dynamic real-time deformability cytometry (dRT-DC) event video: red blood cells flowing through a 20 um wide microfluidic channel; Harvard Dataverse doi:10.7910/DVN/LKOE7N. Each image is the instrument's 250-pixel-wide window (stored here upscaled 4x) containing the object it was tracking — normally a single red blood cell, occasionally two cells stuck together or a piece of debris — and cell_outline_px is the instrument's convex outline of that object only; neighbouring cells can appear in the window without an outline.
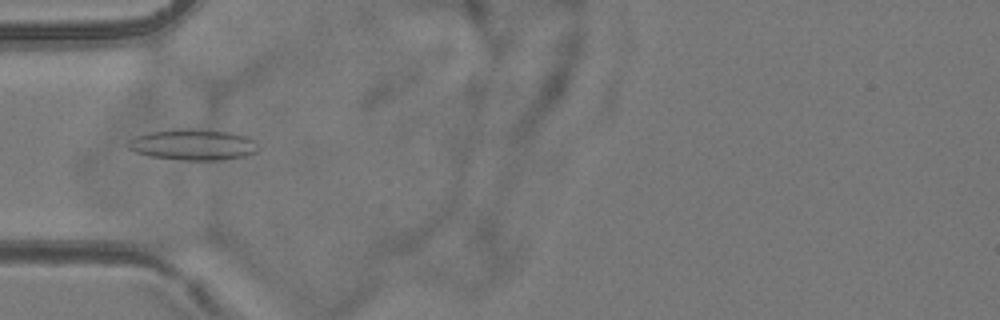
{"species": "common noctule bat (a hibernating species)", "species_latin": "Nyctalus noctula", "temperature_condition": "room temperature", "stored_images_in_passage": 6, "camera_frame_rate_fps": 3000, "um_per_image_px": 0.085, "animal": {"sex": "female", "body_mass_g": 24.6, "forearm_length_mm": 56.2}, "frame": {"image": 1, "passage_image": 5, "time_ms": 5.667, "image_size_px": [1000, 320], "cell_outline_px": [[260, 148], [256, 152], [244, 156], [220, 160], [180, 160], [148, 156], [136, 152], [128, 148], [124, 144], [128, 140], [136, 136], [148, 132], [176, 128], [192, 128], [232, 132], [248, 136]], "centroid_in_image_um": [16.37, 12.28], "position_along_channel_um": 68.6, "area_um2": 23.93}}
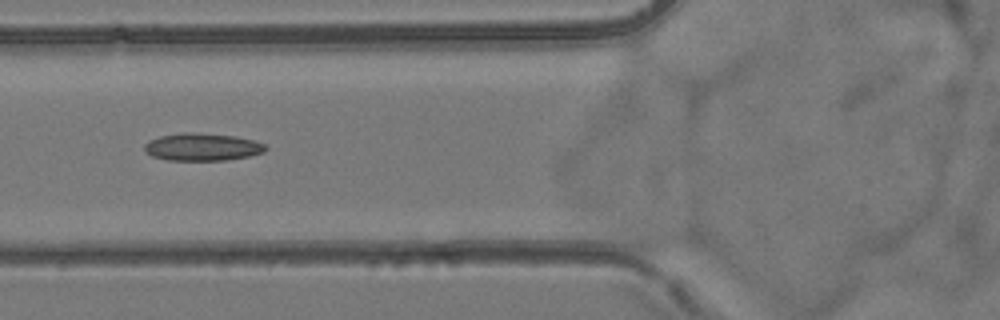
{"frame": {"image": 2, "passage_image": 6, "time_ms": 6.667, "image_size_px": [1000, 320], "cell_outline_px": [[268, 148], [264, 152], [248, 156], [224, 160], [168, 160], [152, 156], [144, 152], [144, 144], [148, 140], [160, 136], [184, 132], [196, 132], [236, 136], [256, 140], [264, 144]], "centroid_in_image_um": [17.18, 12.48], "position_along_channel_um": 108.6, "area_um2": 19.59}}